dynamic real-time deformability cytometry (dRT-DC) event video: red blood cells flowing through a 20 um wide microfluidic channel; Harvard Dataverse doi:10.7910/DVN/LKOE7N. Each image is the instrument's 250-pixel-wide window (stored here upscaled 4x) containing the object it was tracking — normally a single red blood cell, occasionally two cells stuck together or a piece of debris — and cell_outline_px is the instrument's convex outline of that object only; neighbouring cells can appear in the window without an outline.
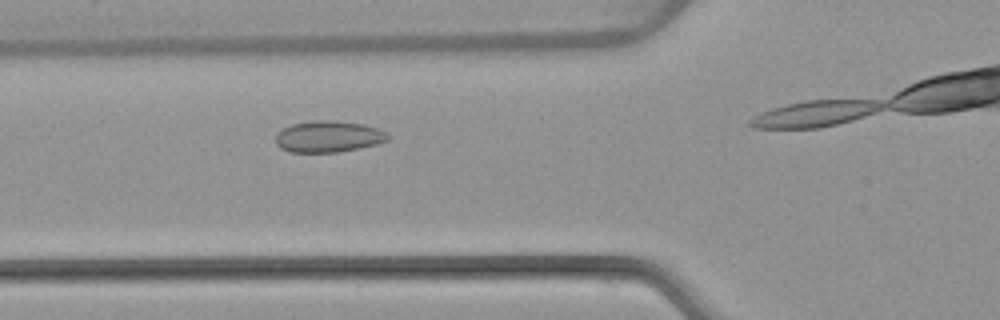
{"species": "common noctule bat (a hibernating species)", "species_latin": "Nyctalus noctula", "temperature_condition": "warm", "stored_images_in_passage": 7, "camera_frame_rate_fps": 3000, "um_per_image_px": 0.085, "animal": {"sex": "female", "body_mass_g": 22.7, "forearm_length_mm": 54.2}, "frame": {"image": 1, "passage_image": 2, "time_ms": 1.0, "image_size_px": [1000, 320], "cell_outline_px": [[388, 140], [376, 144], [360, 148], [340, 152], [288, 152], [280, 148], [276, 144], [276, 132], [292, 124], [316, 120], [332, 120], [360, 124], [376, 128], [384, 132], [388, 136]], "centroid_in_image_um": [27.86, 11.62], "position_along_channel_um": 97.9, "area_um2": 20.4}}